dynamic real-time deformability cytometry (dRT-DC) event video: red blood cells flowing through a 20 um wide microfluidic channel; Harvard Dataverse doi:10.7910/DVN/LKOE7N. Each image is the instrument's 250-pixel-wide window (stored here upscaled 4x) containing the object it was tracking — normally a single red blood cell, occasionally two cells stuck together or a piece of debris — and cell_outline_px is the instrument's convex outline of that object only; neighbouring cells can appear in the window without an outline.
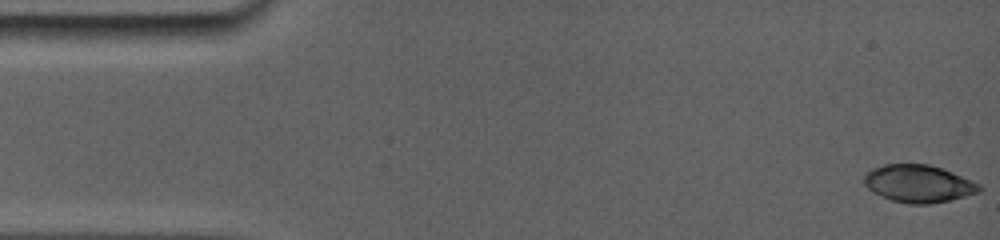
{"species": "common noctule bat (a hibernating species)", "species_latin": "Nyctalus noctula", "temperature_condition": "room temperature", "stored_images_in_passage": 10, "camera_frame_rate_fps": 5000, "um_per_image_px": 0.085, "animal": {"sex": "female", "body_mass_g": 19.0, "forearm_length_mm": 56.7}, "frame": {"image": 1, "passage_image": 1, "time_ms": 0.0, "image_size_px": [1000, 240], "cell_outline_px": [[980, 192], [952, 200], [928, 204], [908, 204], [892, 200], [880, 196], [868, 188], [864, 184], [864, 176], [868, 172], [876, 168], [888, 164], [924, 164], [940, 168], [960, 176], [976, 184], [980, 188]], "centroid_in_image_um": [78.04, 15.63], "position_along_channel_um": 7.0, "area_um2": 24.57}}
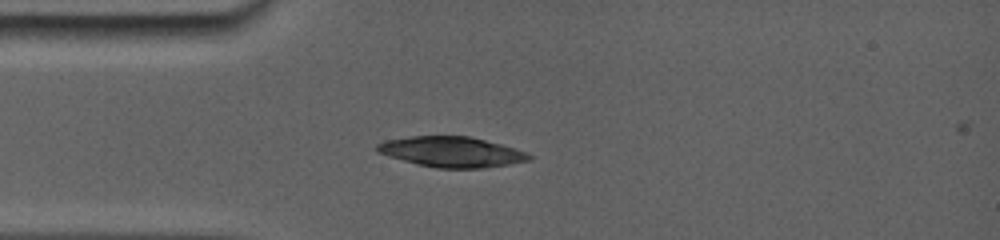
{"frame": {"image": 2, "passage_image": 9, "time_ms": 4.0, "image_size_px": [1000, 240], "cell_outline_px": [[532, 160], [508, 164], [480, 168], [436, 168], [416, 164], [376, 152], [376, 144], [388, 140], [416, 136], [468, 136], [512, 148], [524, 152], [532, 156]], "centroid_in_image_um": [38.34, 12.92], "position_along_channel_um": 46.7, "area_um2": 26.36}}